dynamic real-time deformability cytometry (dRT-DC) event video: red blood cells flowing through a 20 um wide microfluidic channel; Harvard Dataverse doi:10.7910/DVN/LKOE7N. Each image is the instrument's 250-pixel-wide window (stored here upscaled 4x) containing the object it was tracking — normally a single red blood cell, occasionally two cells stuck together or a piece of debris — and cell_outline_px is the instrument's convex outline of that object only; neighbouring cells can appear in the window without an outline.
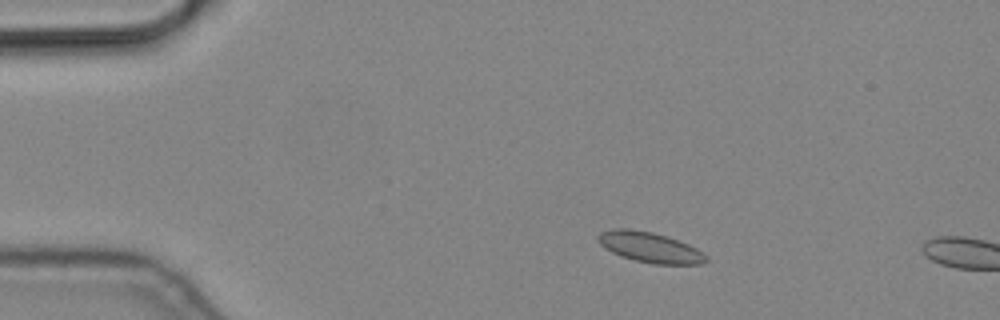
{"species": "common noctule bat (a hibernating species)", "species_latin": "Nyctalus noctula", "temperature_condition": "cold", "stored_images_in_passage": 2, "camera_frame_rate_fps": 3000, "um_per_image_px": 0.085, "animal": {"sex": "male", "body_mass_g": 19.2, "forearm_length_mm": 51.8}, "frame": {"image": 1, "passage_image": 1, "time_ms": 0.0, "image_size_px": [1000, 320], "cell_outline_px": [[708, 260], [700, 264], [652, 264], [632, 260], [612, 252], [604, 248], [596, 240], [596, 236], [600, 232], [616, 228], [628, 228], [652, 232], [668, 236], [688, 244], [696, 248], [708, 256]], "centroid_in_image_um": [55.22, 21.02], "position_along_channel_um": 29.8, "area_um2": 19.31}}